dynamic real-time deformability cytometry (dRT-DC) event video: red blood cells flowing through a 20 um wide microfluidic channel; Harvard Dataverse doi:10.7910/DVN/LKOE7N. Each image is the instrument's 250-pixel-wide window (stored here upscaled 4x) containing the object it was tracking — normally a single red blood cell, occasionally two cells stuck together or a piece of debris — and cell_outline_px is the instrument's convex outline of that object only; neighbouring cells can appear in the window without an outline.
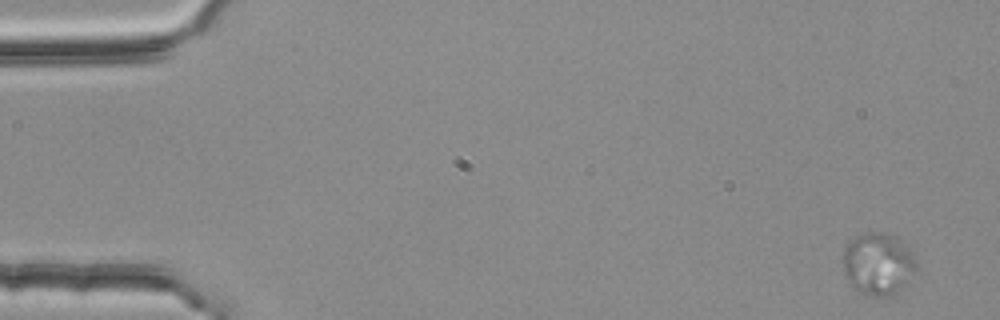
{"species": "common noctule bat (a hibernating species)", "species_latin": "Nyctalus noctula", "temperature_condition": "room temperature", "stored_images_in_passage": 4, "camera_frame_rate_fps": 3000, "um_per_image_px": 0.085, "animal": {"sex": "female", "body_mass_g": 25.1}, "frame": {"image": 1, "passage_image": 1, "time_ms": 0.0, "image_size_px": [1000, 320], "cell_outline_px": [[916, 268], [912, 284], [896, 296], [868, 296], [860, 292], [844, 276], [844, 244], [848, 240], [856, 236], [868, 232], [892, 232], [912, 252], [916, 260]], "centroid_in_image_um": [74.7, 22.45], "position_along_channel_um": 10.3, "area_um2": 27.57}}
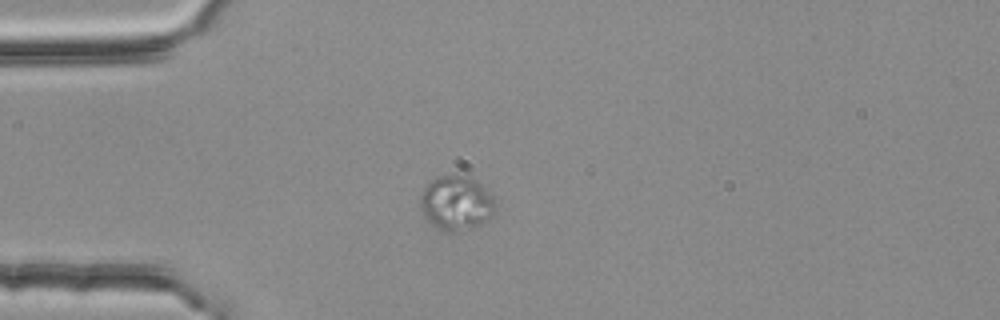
{"frame": {"image": 2, "passage_image": 3, "time_ms": 0.667, "image_size_px": [1000, 320], "cell_outline_px": [[492, 216], [480, 224], [472, 228], [460, 232], [444, 232], [436, 228], [428, 220], [420, 208], [420, 196], [424, 188], [436, 176], [468, 176], [476, 180], [492, 196]], "centroid_in_image_um": [38.74, 17.28], "position_along_channel_um": 46.3, "area_um2": 23.47}}
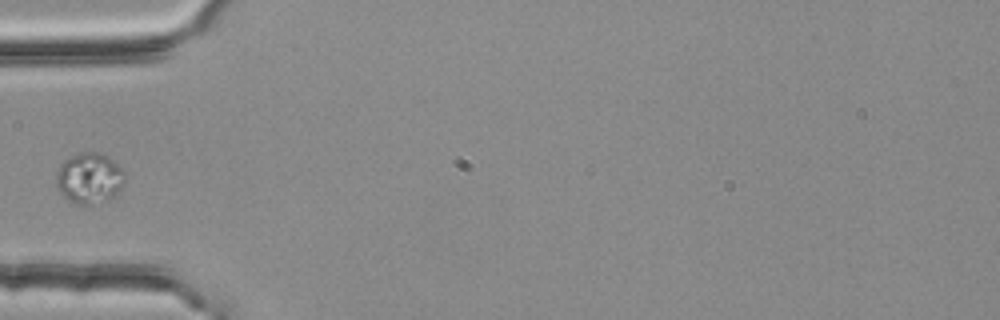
{"frame": {"image": 3, "passage_image": 4, "time_ms": 1.0, "image_size_px": [1000, 320], "cell_outline_px": [[124, 180], [120, 192], [112, 196], [88, 204], [76, 204], [68, 200], [56, 188], [56, 176], [60, 164], [64, 160], [80, 152], [100, 152], [108, 156], [124, 168]], "centroid_in_image_um": [7.59, 15.11], "position_along_channel_um": 77.4, "area_um2": 20.23}}